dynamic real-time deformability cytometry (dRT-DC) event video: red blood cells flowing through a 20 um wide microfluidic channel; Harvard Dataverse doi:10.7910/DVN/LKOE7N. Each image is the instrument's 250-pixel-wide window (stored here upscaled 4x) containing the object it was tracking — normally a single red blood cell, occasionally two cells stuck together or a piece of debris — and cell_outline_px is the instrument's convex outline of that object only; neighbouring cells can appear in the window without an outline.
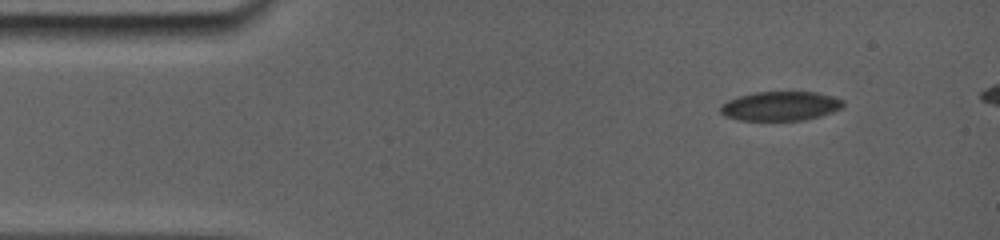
{"species": "common noctule bat (a hibernating species)", "species_latin": "Nyctalus noctula", "temperature_condition": "room temperature", "stored_images_in_passage": 6, "camera_frame_rate_fps": 5000, "um_per_image_px": 0.085, "animal": {"sex": "female", "body_mass_g": 19.0, "forearm_length_mm": 56.7}, "frame": {"image": 1, "passage_image": 1, "time_ms": 0.0, "image_size_px": [1000, 240], "cell_outline_px": [[844, 104], [840, 108], [816, 116], [800, 120], [744, 120], [728, 116], [720, 112], [720, 104], [728, 100], [752, 92], [816, 92], [832, 96], [844, 100]], "centroid_in_image_um": [66.3, 8.99], "position_along_channel_um": 18.7, "area_um2": 20.46}}
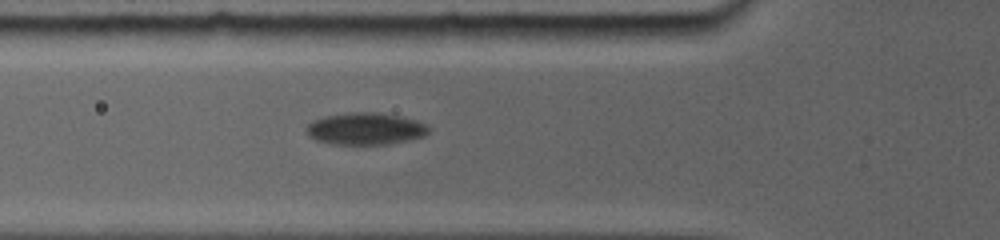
{"frame": {"image": 2, "passage_image": 6, "time_ms": 4.2, "image_size_px": [1000, 240], "cell_outline_px": [[428, 132], [420, 136], [404, 140], [380, 144], [344, 144], [316, 140], [308, 132], [308, 124], [324, 116], [356, 112], [372, 112], [400, 116], [416, 120], [424, 124], [428, 128]], "centroid_in_image_um": [31.06, 10.92], "position_along_channel_um": 94.7, "area_um2": 21.79}}